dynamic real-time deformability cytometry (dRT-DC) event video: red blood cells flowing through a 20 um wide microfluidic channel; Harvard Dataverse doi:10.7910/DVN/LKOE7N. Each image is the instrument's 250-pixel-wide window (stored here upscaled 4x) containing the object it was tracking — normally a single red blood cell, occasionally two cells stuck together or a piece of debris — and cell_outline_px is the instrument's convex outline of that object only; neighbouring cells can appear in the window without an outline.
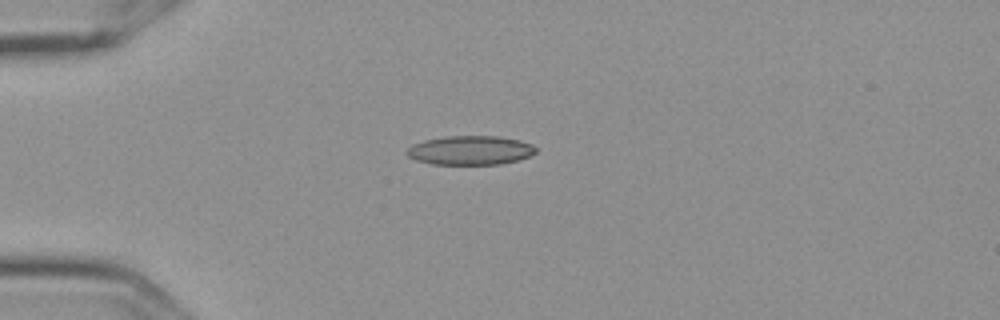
{"species": "Egyptian fruit bat (a non-hibernating species)", "species_latin": "Rousettus aegyptiacus", "temperature_condition": "cold", "stored_images_in_passage": 43, "camera_frame_rate_fps": 3000, "um_per_image_px": 0.085, "frame": {"image": 1, "passage_image": 1, "time_ms": 0.0, "image_size_px": [1000, 320], "cell_outline_px": [[536, 152], [528, 156], [516, 160], [500, 164], [432, 164], [416, 160], [408, 156], [404, 152], [412, 144], [424, 140], [444, 136], [496, 136], [520, 140], [532, 144], [536, 148]], "centroid_in_image_um": [39.94, 12.77], "position_along_channel_um": 45.1, "area_um2": 21.85}}
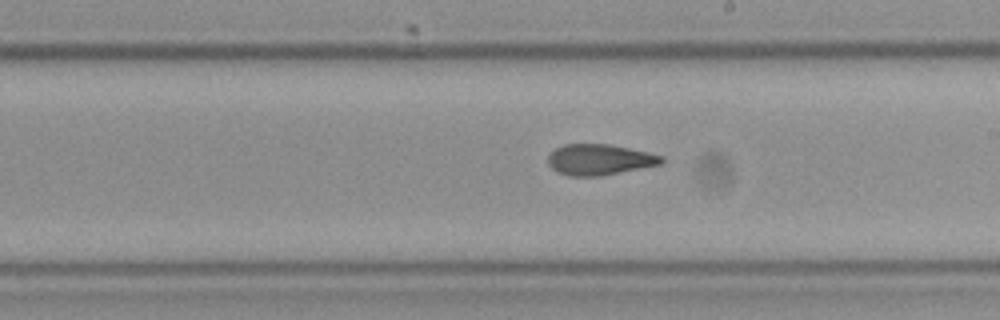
{"frame": {"image": 2, "passage_image": 19, "time_ms": 6.0, "image_size_px": [1000, 320], "cell_outline_px": [[664, 160], [660, 164], [600, 176], [568, 176], [556, 172], [548, 164], [548, 156], [556, 148], [564, 144], [608, 144], [648, 152], [664, 156]], "centroid_in_image_um": [50.93, 13.57], "position_along_channel_um": 238.1, "area_um2": 20.29}}
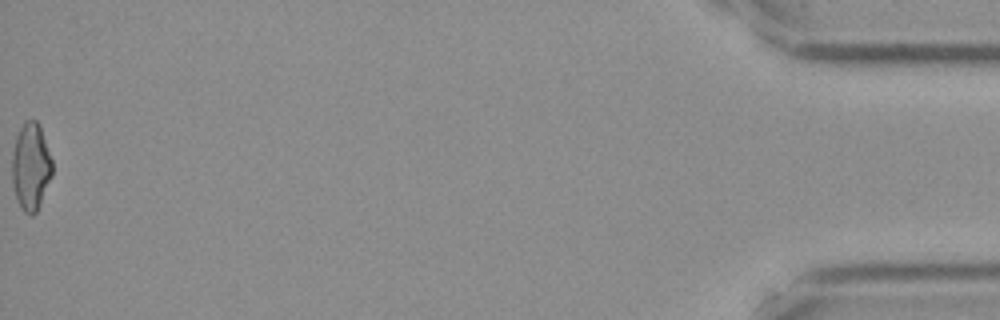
{"frame": {"image": 3, "passage_image": 43, "time_ms": 14.0, "image_size_px": [1000, 320], "cell_outline_px": [[52, 176], [36, 212], [32, 216], [24, 212], [16, 196], [12, 184], [12, 152], [16, 136], [24, 120], [36, 120], [40, 128], [52, 160]], "centroid_in_image_um": [2.61, 14.16], "position_along_channel_um": 432.6, "area_um2": 20.23}, "authors_computed_cell_mechanics": {"area_um2": 20.4612, "velocity_mm_per_s": 3.6147, "shape_relaxation_time_tau1_ms": null, "shape_relaxation_time_tau2_ms": 2.3903, "deformation_change_tau1": null, "deformation_change_tau2": 0.1062}}